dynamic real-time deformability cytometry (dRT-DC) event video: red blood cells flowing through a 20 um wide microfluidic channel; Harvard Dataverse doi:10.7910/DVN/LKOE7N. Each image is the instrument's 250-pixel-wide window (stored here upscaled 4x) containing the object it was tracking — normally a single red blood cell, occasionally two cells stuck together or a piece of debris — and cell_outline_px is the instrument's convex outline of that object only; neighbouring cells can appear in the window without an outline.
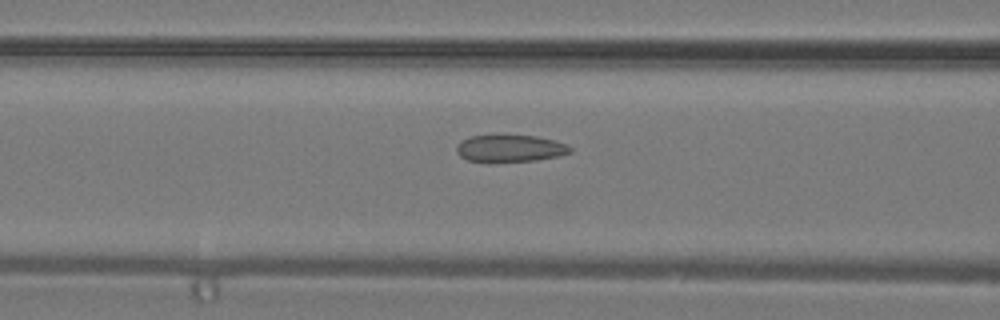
{"species": "common noctule bat (a hibernating species)", "species_latin": "Nyctalus noctula", "temperature_condition": "warm", "stored_images_in_passage": 28, "camera_frame_rate_fps": 3000, "um_per_image_px": 0.085, "animal": {"sex": "male", "body_mass_g": 19.2, "forearm_length_mm": 51.8}, "frame": {"image": 1, "passage_image": 10, "time_ms": 3.0, "image_size_px": [1000, 320], "cell_outline_px": [[572, 152], [560, 156], [536, 160], [496, 164], [488, 164], [468, 160], [460, 156], [456, 152], [456, 148], [460, 140], [468, 136], [536, 136], [552, 140], [564, 144], [572, 148]], "centroid_in_image_um": [43.3, 12.66], "position_along_channel_um": 123.3, "area_um2": 18.38}}
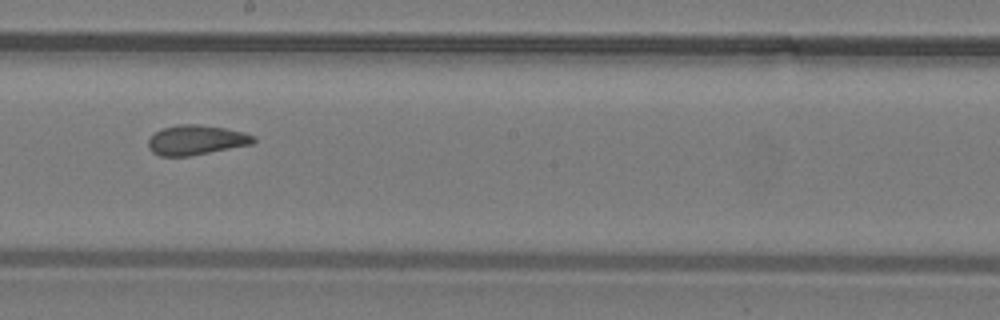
{"frame": {"image": 2, "passage_image": 16, "time_ms": 5.0, "image_size_px": [1000, 320], "cell_outline_px": [[256, 140], [252, 144], [188, 156], [160, 156], [152, 152], [148, 148], [148, 140], [160, 128], [176, 124], [196, 124], [224, 128], [244, 132], [256, 136]], "centroid_in_image_um": [16.65, 11.89], "position_along_channel_um": 231.5, "area_um2": 18.26}}
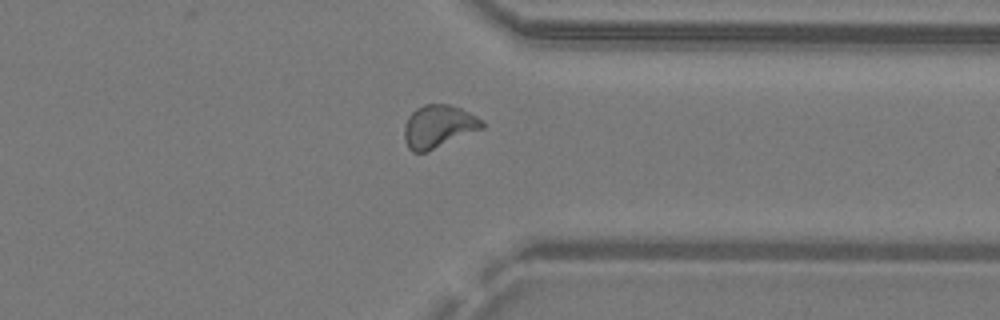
{"frame": {"image": 3, "passage_image": 24, "time_ms": 7.667, "image_size_px": [1000, 320], "cell_outline_px": [[484, 128], [428, 152], [412, 152], [408, 148], [404, 140], [404, 124], [408, 116], [416, 108], [424, 104], [448, 104], [460, 108], [484, 120]], "centroid_in_image_um": [37.26, 10.76], "position_along_channel_um": 374.1, "area_um2": 19.65}}